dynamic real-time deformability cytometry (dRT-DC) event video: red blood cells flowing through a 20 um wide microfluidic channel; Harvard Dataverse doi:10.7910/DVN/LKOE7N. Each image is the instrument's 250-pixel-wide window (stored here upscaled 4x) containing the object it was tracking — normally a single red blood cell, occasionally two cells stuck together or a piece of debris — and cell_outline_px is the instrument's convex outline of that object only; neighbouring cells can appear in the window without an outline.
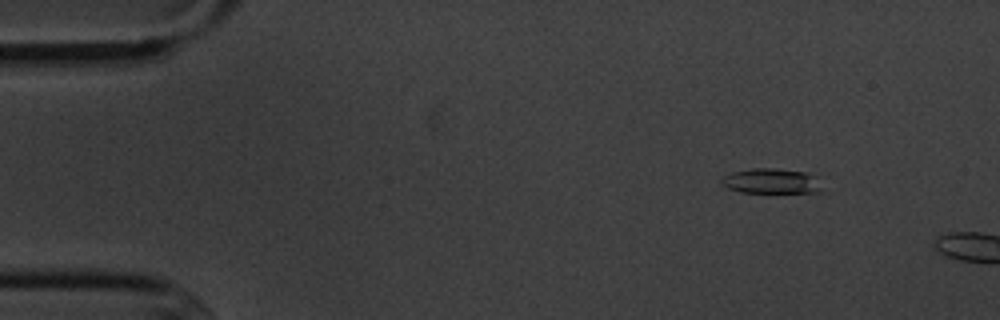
{"species": "common noctule bat (a hibernating species)", "species_latin": "Nyctalus noctula", "temperature_condition": "cold", "stored_images_in_passage": 3, "camera_frame_rate_fps": 3000, "um_per_image_px": 0.085, "animal": {"sex": "male", "body_mass_g": 20.1, "forearm_length_mm": 53.5}, "frame": {"image": 1, "passage_image": 2, "time_ms": 1.333, "image_size_px": [1000, 320], "cell_outline_px": [[820, 192], [740, 192], [728, 188], [720, 180], [724, 176], [732, 172], [752, 168], [776, 168], [808, 172], [816, 176]], "centroid_in_image_um": [65.54, 15.37], "position_along_channel_um": 19.5, "area_um2": 14.51}}